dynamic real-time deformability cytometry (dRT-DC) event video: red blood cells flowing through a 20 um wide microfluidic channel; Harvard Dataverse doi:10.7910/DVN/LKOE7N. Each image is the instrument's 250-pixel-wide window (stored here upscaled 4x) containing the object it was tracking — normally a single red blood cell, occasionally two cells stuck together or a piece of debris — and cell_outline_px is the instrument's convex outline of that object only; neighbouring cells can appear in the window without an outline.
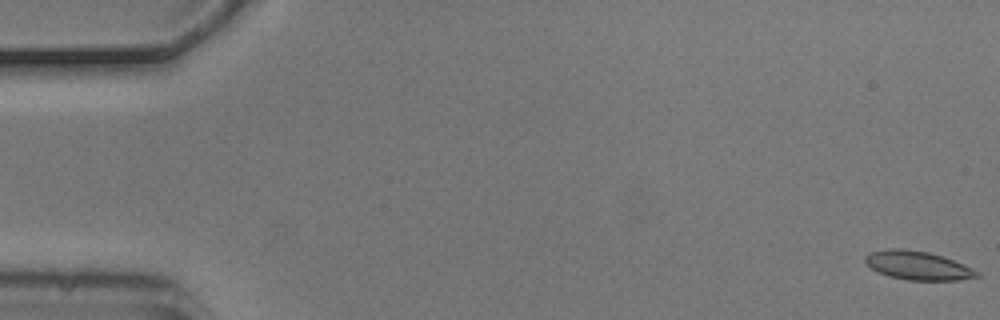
{"species": "common noctule bat (a hibernating species)", "species_latin": "Nyctalus noctula", "temperature_condition": "cold", "stored_images_in_passage": 8, "camera_frame_rate_fps": 3000, "um_per_image_px": 0.085, "animal": {"sex": "male", "body_mass_g": 20.5, "forearm_length_mm": 52.5}, "frame": {"image": 1, "passage_image": 1, "time_ms": 0.0, "image_size_px": [1000, 320], "cell_outline_px": [[980, 276], [956, 280], [908, 280], [888, 276], [872, 268], [864, 260], [864, 256], [868, 252], [888, 248], [904, 248], [928, 252], [964, 264], [980, 272]], "centroid_in_image_um": [77.99, 22.55], "position_along_channel_um": 7.0, "area_um2": 18.61}}
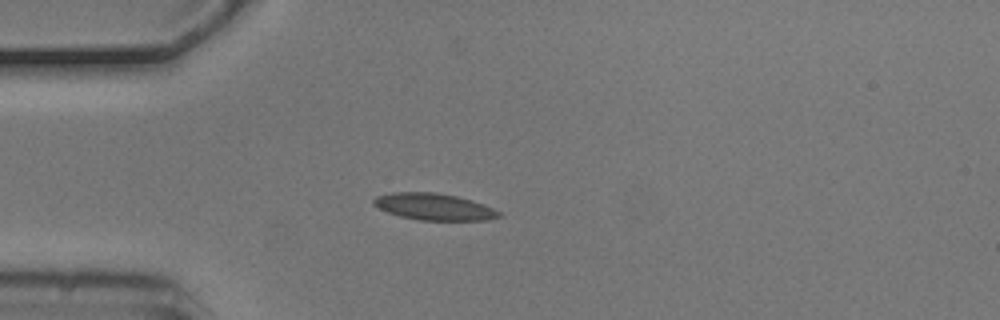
{"frame": {"image": 2, "passage_image": 5, "time_ms": 1.333, "image_size_px": [1000, 320], "cell_outline_px": [[500, 216], [488, 220], [420, 220], [400, 216], [388, 212], [372, 204], [372, 200], [376, 196], [392, 192], [436, 192], [456, 196], [472, 200], [484, 204], [500, 212]], "centroid_in_image_um": [36.87, 17.56], "position_along_channel_um": 48.1, "area_um2": 19.42}}
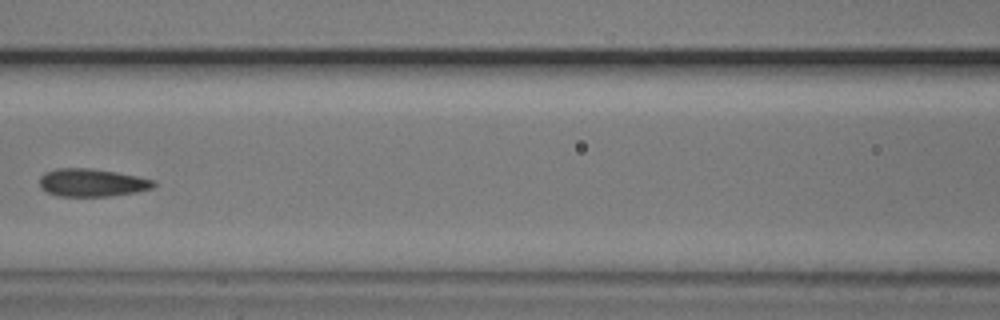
{"frame": {"image": 3, "passage_image": 8, "time_ms": 2.333, "image_size_px": [1000, 320], "cell_outline_px": [[156, 184], [152, 188], [136, 192], [112, 196], [56, 196], [40, 188], [40, 176], [44, 172], [56, 168], [88, 168], [116, 172], [156, 180]], "centroid_in_image_um": [7.8, 15.52], "position_along_channel_um": 158.8, "area_um2": 18.61}}